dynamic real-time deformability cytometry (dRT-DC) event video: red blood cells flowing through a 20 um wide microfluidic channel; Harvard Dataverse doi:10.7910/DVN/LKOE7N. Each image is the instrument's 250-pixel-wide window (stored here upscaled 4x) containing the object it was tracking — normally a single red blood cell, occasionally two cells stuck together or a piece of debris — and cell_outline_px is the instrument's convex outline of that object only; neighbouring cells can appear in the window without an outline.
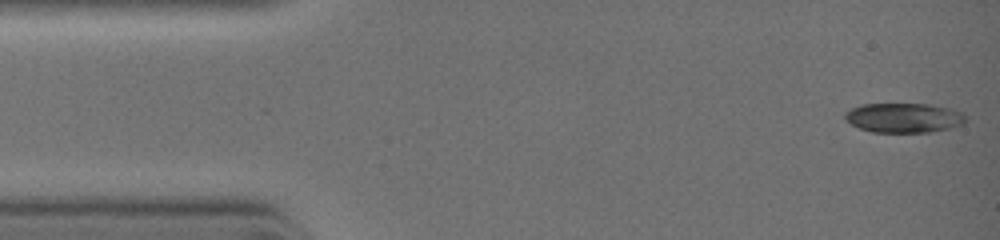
{"species": "common noctule bat (a hibernating species)", "species_latin": "Nyctalus noctula", "temperature_condition": "warm", "stored_images_in_passage": 3, "camera_frame_rate_fps": 3000, "um_per_image_px": 0.085, "animal": {"sex": "female", "body_mass_g": 19.0, "forearm_length_mm": 51.5}, "frame": {"image": 1, "passage_image": 1, "time_ms": 0.0, "image_size_px": [1000, 240], "cell_outline_px": [[964, 124], [932, 132], [872, 132], [860, 128], [844, 120], [844, 112], [860, 104], [928, 104], [952, 108], [964, 112]], "centroid_in_image_um": [76.81, 10.0], "position_along_channel_um": 8.2, "area_um2": 20.92}}